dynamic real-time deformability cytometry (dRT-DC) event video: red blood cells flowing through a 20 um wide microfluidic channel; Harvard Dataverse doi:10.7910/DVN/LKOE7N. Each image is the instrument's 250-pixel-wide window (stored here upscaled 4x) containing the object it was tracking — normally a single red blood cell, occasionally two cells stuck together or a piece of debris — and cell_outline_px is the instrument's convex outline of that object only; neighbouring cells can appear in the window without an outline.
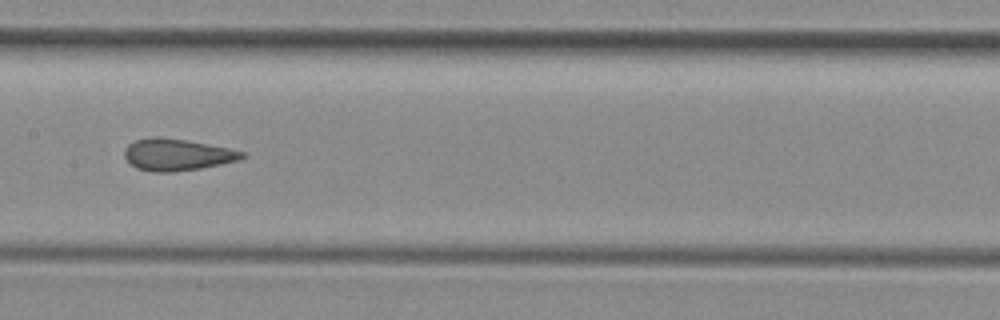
{"species": "common noctule bat (a hibernating species)", "species_latin": "Nyctalus noctula", "temperature_condition": "room temperature", "stored_images_in_passage": 8, "camera_frame_rate_fps": 3000, "um_per_image_px": 0.085, "animal": {"sex": "female", "body_mass_g": 29.2, "forearm_length_mm": 56.3}, "frame": {"image": 1, "passage_image": 7, "time_ms": 2.0, "image_size_px": [1000, 320], "cell_outline_px": [[248, 156], [240, 160], [200, 168], [172, 172], [152, 172], [136, 168], [124, 156], [124, 152], [128, 144], [136, 140], [156, 136], [160, 136], [188, 140], [228, 148], [244, 152]], "centroid_in_image_um": [15.06, 13.14], "position_along_channel_um": 192.3, "area_um2": 21.79}}
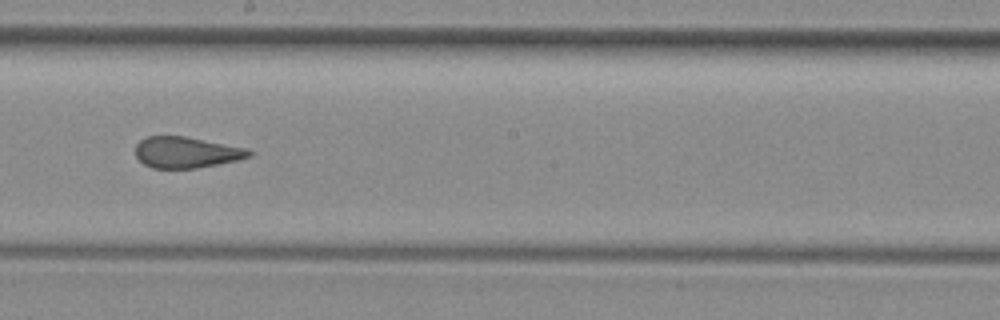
{"frame": {"image": 2, "passage_image": 8, "time_ms": 2.333, "image_size_px": [1000, 320], "cell_outline_px": [[252, 156], [236, 160], [196, 168], [152, 168], [144, 164], [136, 156], [136, 144], [140, 140], [148, 136], [184, 136], [248, 148], [252, 152]], "centroid_in_image_um": [15.83, 12.94], "position_along_channel_um": 232.4, "area_um2": 20.46}}